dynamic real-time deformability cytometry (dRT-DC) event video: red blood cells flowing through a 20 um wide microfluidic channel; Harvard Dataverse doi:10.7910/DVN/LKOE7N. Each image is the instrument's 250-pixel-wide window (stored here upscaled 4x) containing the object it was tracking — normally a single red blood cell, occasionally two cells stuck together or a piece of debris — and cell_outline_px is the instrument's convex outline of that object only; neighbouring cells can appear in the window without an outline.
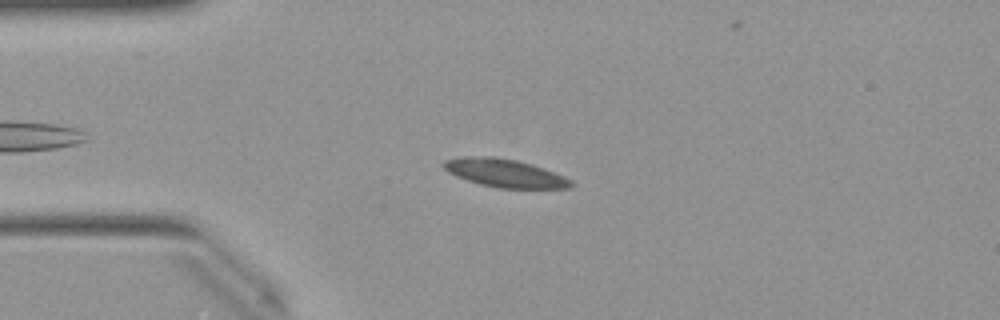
{"species": "Egyptian fruit bat (a non-hibernating species)", "species_latin": "Rousettus aegyptiacus", "temperature_condition": "warm", "stored_images_in_passage": 38, "camera_frame_rate_fps": 3000, "um_per_image_px": 0.085, "animal": {"sex": "female"}, "frame": {"image": 1, "passage_image": 8, "time_ms": 2.333, "image_size_px": [1000, 320], "cell_outline_px": [[576, 184], [572, 188], [500, 188], [480, 184], [456, 176], [448, 172], [440, 164], [444, 160], [460, 156], [492, 156], [516, 160], [532, 164], [544, 168], [572, 180]], "centroid_in_image_um": [42.9, 14.7], "position_along_channel_um": 42.1, "area_um2": 21.04}}
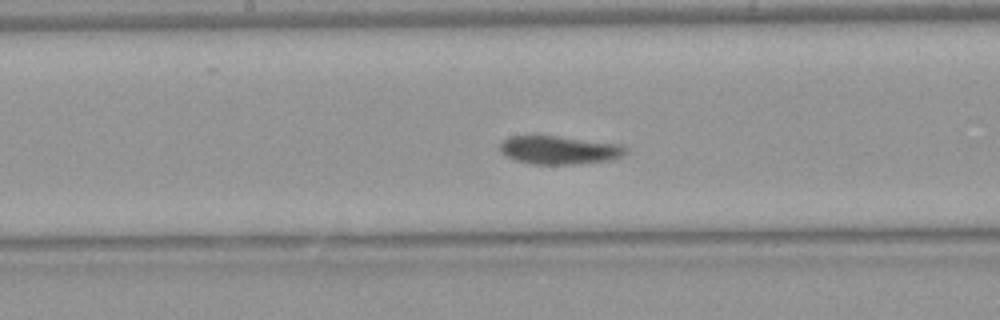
{"frame": {"image": 2, "passage_image": 22, "time_ms": 7.0, "image_size_px": [1000, 320], "cell_outline_px": [[628, 148], [620, 156], [612, 160], [572, 164], [532, 164], [516, 160], [500, 152], [500, 144], [508, 136], [532, 132], [536, 132], [620, 144]], "centroid_in_image_um": [47.45, 12.69], "position_along_channel_um": 200.7, "area_um2": 21.56}}
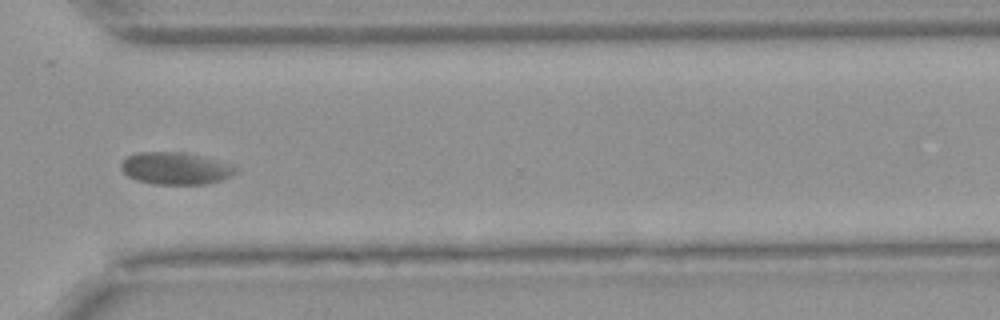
{"frame": {"image": 3, "passage_image": 34, "time_ms": 11.0, "image_size_px": [1000, 320], "cell_outline_px": [[240, 168], [236, 172], [220, 180], [204, 184], [152, 184], [136, 180], [128, 176], [120, 168], [120, 160], [128, 156], [140, 152], [184, 152], [232, 164]], "centroid_in_image_um": [14.89, 14.31], "position_along_channel_um": 355.7, "area_um2": 21.5}, "authors_computed_cell_mechanics": {"area_um2": 21.0392, "velocity_mm_per_s": 3.868, "shape_relaxation_time_tau1_ms": 8.9694, "shape_relaxation_time_tau2_ms": null, "deformation_change_tau1": 0.21, "deformation_change_tau2": null}}